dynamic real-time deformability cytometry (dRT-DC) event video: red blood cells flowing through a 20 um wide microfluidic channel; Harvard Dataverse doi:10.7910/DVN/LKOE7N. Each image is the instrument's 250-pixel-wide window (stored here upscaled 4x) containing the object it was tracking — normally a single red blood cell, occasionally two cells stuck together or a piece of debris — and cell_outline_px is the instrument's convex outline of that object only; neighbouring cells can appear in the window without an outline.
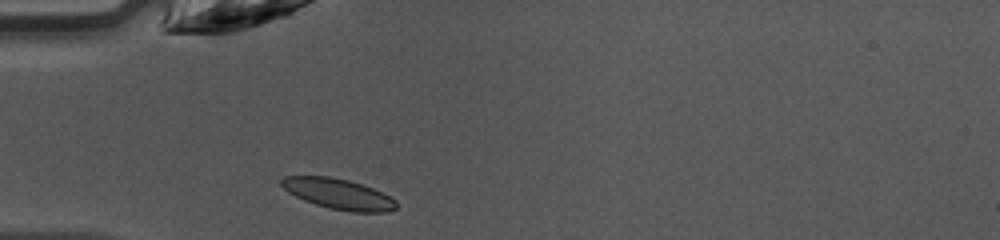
{"species": "common noctule bat (a hibernating species)", "species_latin": "Nyctalus noctula", "temperature_condition": "warm", "stored_images_in_passage": 34, "camera_frame_rate_fps": 3000, "um_per_image_px": 0.085, "animal": {"sex": "female", "body_mass_g": 10.0, "forearm_length_mm": 53.1}, "frame": {"image": 1, "passage_image": 1, "time_ms": 0.0, "image_size_px": [1000, 240], "cell_outline_px": [[396, 208], [388, 212], [352, 212], [332, 208], [316, 204], [304, 200], [288, 192], [280, 184], [280, 180], [284, 176], [328, 176], [348, 180], [372, 188], [396, 200]], "centroid_in_image_um": [28.75, 16.48], "position_along_channel_um": 56.3, "area_um2": 20.11}}
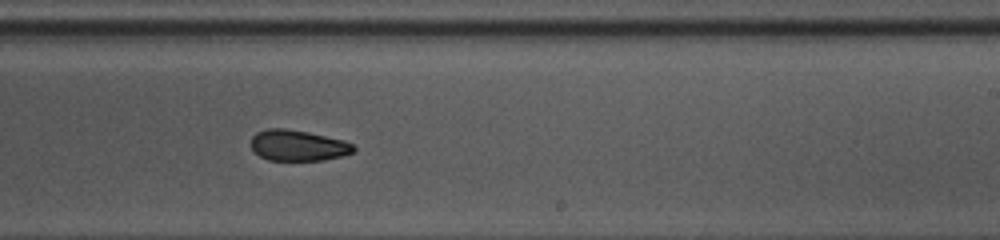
{"frame": {"image": 2, "passage_image": 16, "time_ms": 5.0, "image_size_px": [1000, 240], "cell_outline_px": [[356, 152], [324, 160], [268, 160], [260, 156], [252, 148], [252, 136], [256, 132], [268, 128], [284, 128], [308, 132], [344, 140], [352, 144], [356, 148]], "centroid_in_image_um": [25.35, 12.36], "position_along_channel_um": 263.7, "area_um2": 18.44}}
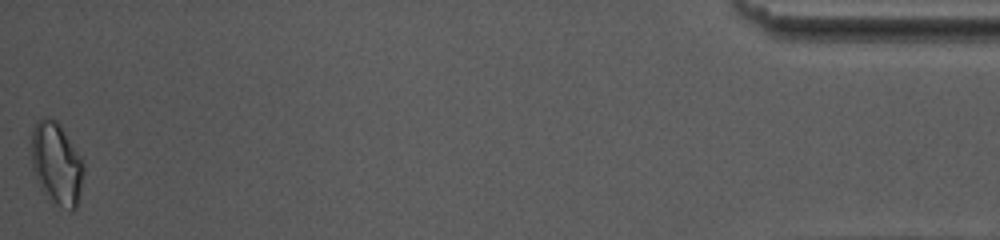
{"frame": {"image": 3, "passage_image": 34, "time_ms": 11.0, "image_size_px": [1000, 240], "cell_outline_px": [[84, 168], [76, 208], [72, 212], [52, 200], [40, 188], [32, 168], [32, 132], [36, 120], [44, 116], [48, 116], [56, 120], [60, 124], [80, 156], [84, 164]], "centroid_in_image_um": [4.79, 13.86], "position_along_channel_um": 430.4, "area_um2": 24.8}, "authors_computed_cell_mechanics": {"area_um2": 19.5075, "velocity_mm_per_s": 4.2542, "shape_relaxation_time_tau1_ms": 5.1538, "shape_relaxation_time_tau2_ms": 4.9395, "deformation_change_tau1": 0.166, "deformation_change_tau2": 0.0749}}